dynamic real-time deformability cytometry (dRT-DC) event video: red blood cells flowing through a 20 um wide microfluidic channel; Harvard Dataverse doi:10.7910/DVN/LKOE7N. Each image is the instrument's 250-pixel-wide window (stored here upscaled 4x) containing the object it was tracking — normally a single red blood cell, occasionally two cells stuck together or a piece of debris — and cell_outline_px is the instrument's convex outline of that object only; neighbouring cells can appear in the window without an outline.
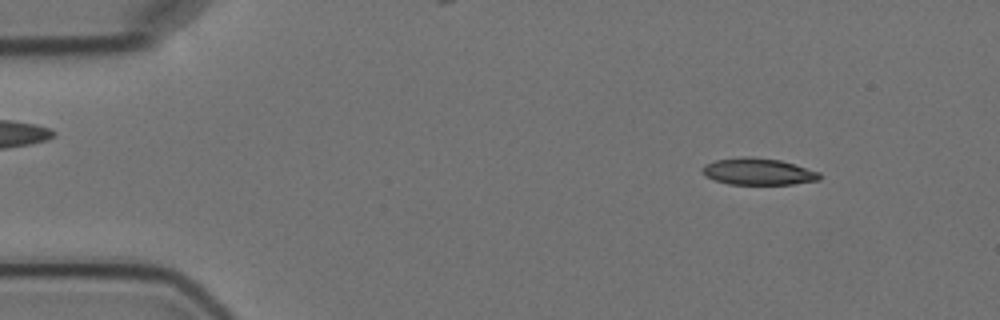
{"species": "Egyptian fruit bat (a non-hibernating species)", "species_latin": "Rousettus aegyptiacus", "temperature_condition": "cold", "stored_images_in_passage": 7, "camera_frame_rate_fps": 3000, "um_per_image_px": 0.085, "animal": {"sex": "female"}, "frame": {"image": 1, "passage_image": 1, "time_ms": 0.0, "image_size_px": [1000, 320], "cell_outline_px": [[820, 180], [792, 184], [728, 184], [716, 180], [708, 176], [704, 172], [704, 164], [716, 160], [740, 156], [752, 156], [780, 160], [820, 172]], "centroid_in_image_um": [64.47, 14.57], "position_along_channel_um": 20.5, "area_um2": 18.09}}
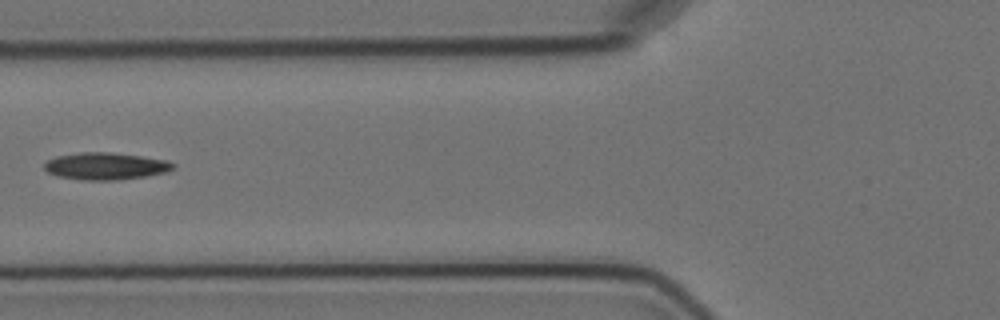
{"frame": {"image": 2, "passage_image": 5, "time_ms": 5.0, "image_size_px": [1000, 320], "cell_outline_px": [[176, 168], [168, 172], [148, 176], [120, 180], [80, 180], [60, 176], [48, 172], [44, 168], [44, 164], [48, 160], [56, 156], [80, 152], [108, 152], [140, 156], [168, 160], [176, 164]], "centroid_in_image_um": [9.04, 14.12], "position_along_channel_um": 116.8, "area_um2": 20.52}}
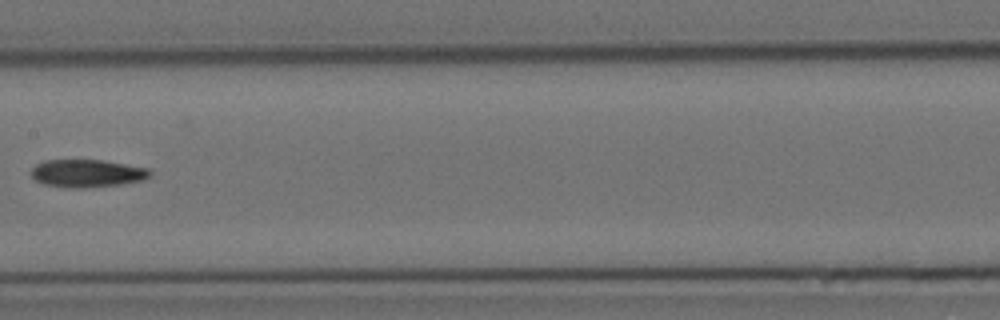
{"frame": {"image": 3, "passage_image": 7, "time_ms": 7.333, "image_size_px": [1000, 320], "cell_outline_px": [[152, 172], [144, 180], [120, 184], [84, 188], [68, 188], [44, 184], [36, 180], [32, 176], [32, 168], [36, 164], [44, 160], [100, 160], [148, 168]], "centroid_in_image_um": [7.38, 14.73], "position_along_channel_um": 200.0, "area_um2": 19.07}}